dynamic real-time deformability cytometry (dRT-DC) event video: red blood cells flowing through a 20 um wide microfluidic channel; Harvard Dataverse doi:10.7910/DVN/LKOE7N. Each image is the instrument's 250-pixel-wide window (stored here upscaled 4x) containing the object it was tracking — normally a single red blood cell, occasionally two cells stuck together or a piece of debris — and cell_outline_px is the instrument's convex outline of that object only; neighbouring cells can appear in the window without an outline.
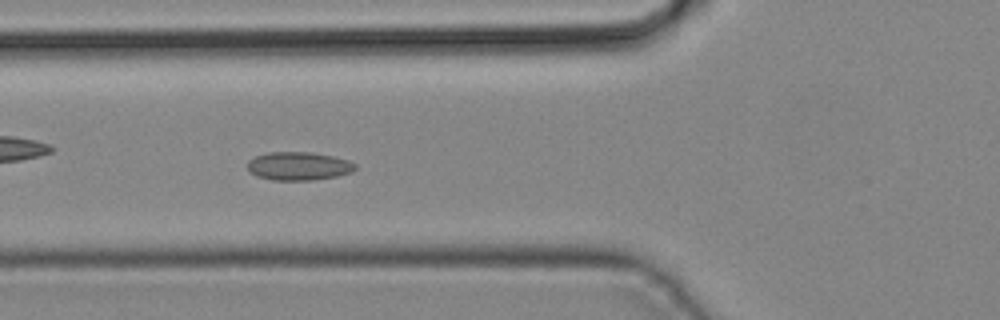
{"species": "common noctule bat (a hibernating species)", "species_latin": "Nyctalus noctula", "temperature_condition": "cold", "stored_images_in_passage": 36, "camera_frame_rate_fps": 3000, "um_per_image_px": 0.085, "animal": {"sex": "male", "body_mass_g": 19.2, "forearm_length_mm": 51.8}, "frame": {"image": 1, "passage_image": 9, "time_ms": 2.667, "image_size_px": [1000, 320], "cell_outline_px": [[356, 168], [352, 172], [336, 176], [312, 180], [272, 180], [256, 176], [248, 172], [248, 160], [256, 156], [268, 152], [308, 152], [332, 156], [348, 160], [356, 164]], "centroid_in_image_um": [25.36, 14.12], "position_along_channel_um": 100.4, "area_um2": 17.8}}
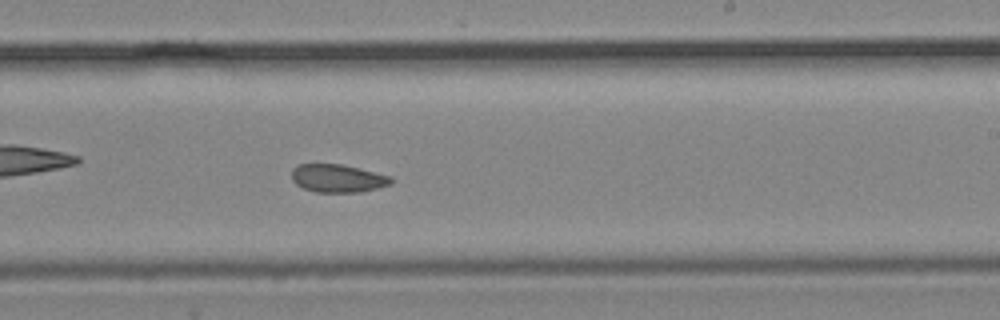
{"frame": {"image": 2, "passage_image": 19, "time_ms": 6.0, "image_size_px": [1000, 320], "cell_outline_px": [[392, 184], [360, 192], [316, 192], [304, 188], [296, 184], [292, 180], [292, 168], [300, 164], [340, 164], [392, 176]], "centroid_in_image_um": [28.7, 15.16], "position_along_channel_um": 260.3, "area_um2": 16.13}}
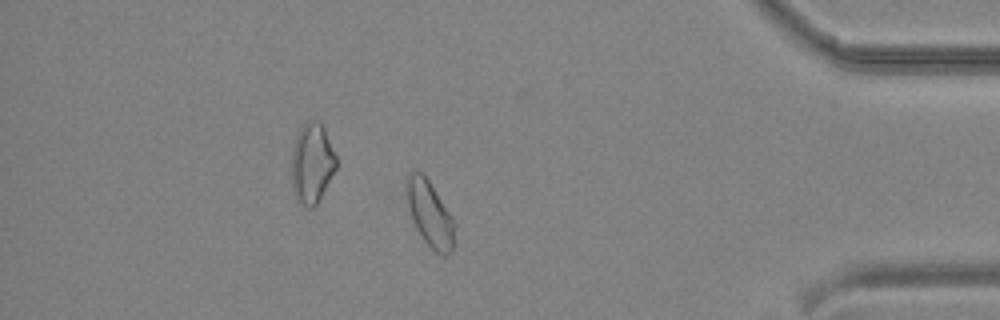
{"frame": {"image": 3, "passage_image": 30, "time_ms": 9.667, "image_size_px": [1000, 320], "cell_outline_px": [[456, 224], [452, 248], [448, 256], [444, 256], [436, 252], [424, 240], [416, 228], [412, 220], [404, 188], [404, 184], [408, 172], [420, 172], [428, 180], [452, 216]], "centroid_in_image_um": [36.52, 18.17], "position_along_channel_um": 398.7, "area_um2": 18.38}}